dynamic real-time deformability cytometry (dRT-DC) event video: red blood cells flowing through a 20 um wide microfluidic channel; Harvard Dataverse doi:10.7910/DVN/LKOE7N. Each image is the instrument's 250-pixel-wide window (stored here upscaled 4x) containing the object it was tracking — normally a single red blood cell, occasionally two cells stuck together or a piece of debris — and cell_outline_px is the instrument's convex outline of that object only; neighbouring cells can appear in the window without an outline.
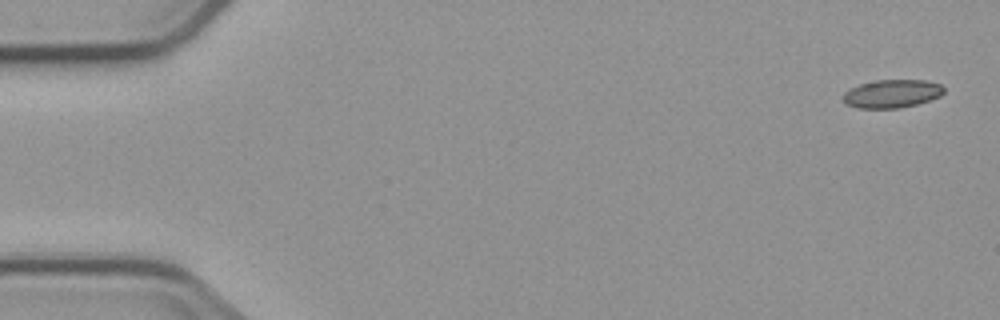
{"species": "common noctule bat (a hibernating species)", "species_latin": "Nyctalus noctula", "temperature_condition": "cold", "stored_images_in_passage": 4, "camera_frame_rate_fps": 3000, "um_per_image_px": 0.085, "animal": {"sex": "male", "body_mass_g": 23.1, "forearm_length_mm": 52.7}, "frame": {"image": 1, "passage_image": 1, "time_ms": 0.0, "image_size_px": [1000, 320], "cell_outline_px": [[944, 92], [940, 96], [916, 104], [896, 108], [856, 108], [844, 104], [844, 92], [860, 84], [876, 80], [924, 80], [940, 84], [944, 88]], "centroid_in_image_um": [75.8, 7.96], "position_along_channel_um": 9.2, "area_um2": 16.42}}